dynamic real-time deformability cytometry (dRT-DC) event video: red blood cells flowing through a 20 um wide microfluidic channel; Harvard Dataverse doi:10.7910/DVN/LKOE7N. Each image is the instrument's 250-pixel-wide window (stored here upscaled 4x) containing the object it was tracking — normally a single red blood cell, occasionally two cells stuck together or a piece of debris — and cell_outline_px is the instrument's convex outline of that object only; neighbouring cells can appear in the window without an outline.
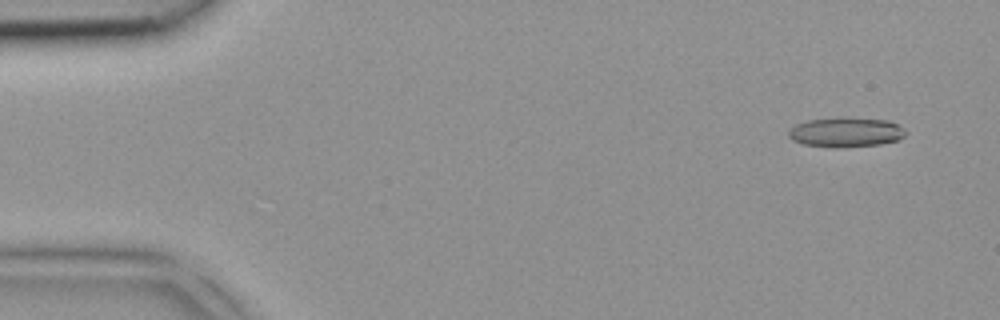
{"species": "common noctule bat (a hibernating species)", "species_latin": "Nyctalus noctula", "temperature_condition": "room temperature", "stored_images_in_passage": 5, "camera_frame_rate_fps": 3000, "um_per_image_px": 0.085, "animal": {"sex": "female", "body_mass_g": 18.4}, "frame": {"image": 1, "passage_image": 1, "time_ms": 0.0, "image_size_px": [1000, 320], "cell_outline_px": [[908, 132], [904, 136], [896, 140], [880, 144], [804, 144], [792, 140], [788, 136], [788, 132], [796, 124], [808, 120], [888, 120], [904, 128]], "centroid_in_image_um": [71.93, 11.22], "position_along_channel_um": 13.1, "area_um2": 18.21}}
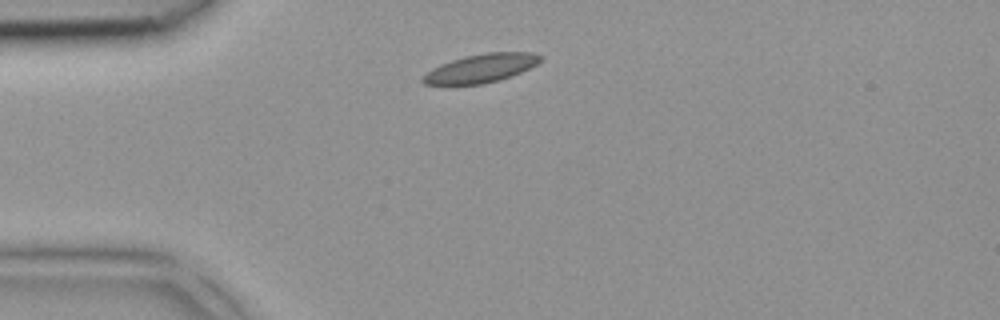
{"frame": {"image": 2, "passage_image": 5, "time_ms": 1.333, "image_size_px": [1000, 320], "cell_outline_px": [[544, 56], [536, 64], [520, 72], [496, 80], [480, 84], [424, 84], [420, 80], [420, 76], [432, 68], [440, 64], [464, 56], [488, 52], [532, 52]], "centroid_in_image_um": [40.83, 5.78], "position_along_channel_um": 44.2, "area_um2": 19.31}}